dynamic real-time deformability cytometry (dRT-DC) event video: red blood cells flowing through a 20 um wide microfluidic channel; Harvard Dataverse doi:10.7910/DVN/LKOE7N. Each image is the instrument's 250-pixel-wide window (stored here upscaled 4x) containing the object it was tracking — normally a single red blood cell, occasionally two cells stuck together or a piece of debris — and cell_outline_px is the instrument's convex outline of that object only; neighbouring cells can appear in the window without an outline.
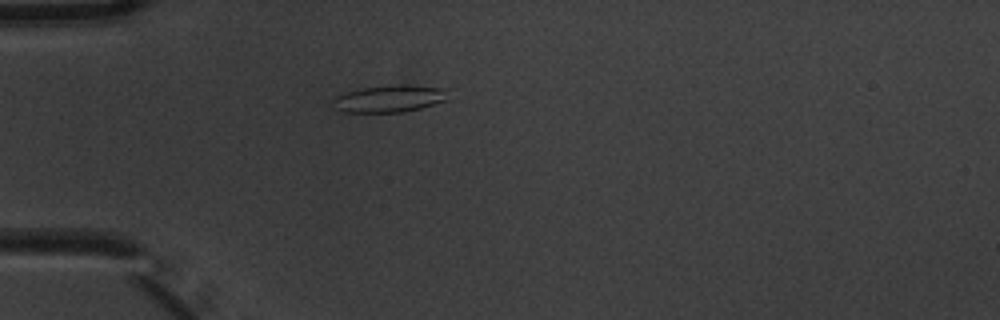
{"species": "common noctule bat (a hibernating species)", "species_latin": "Nyctalus noctula", "temperature_condition": "warm", "stored_images_in_passage": 5, "camera_frame_rate_fps": 3000, "um_per_image_px": 0.085, "animal": {"sex": "male", "body_mass_g": 20.1, "forearm_length_mm": 53.5}, "frame": {"image": 1, "passage_image": 5, "time_ms": 1.333, "image_size_px": [1000, 320], "cell_outline_px": [[452, 88], [448, 100], [420, 108], [404, 112], [344, 112], [332, 108], [332, 100], [336, 96], [348, 92], [364, 88], [400, 84], [404, 84]], "centroid_in_image_um": [33.2, 8.38], "position_along_channel_um": 51.8, "area_um2": 18.55}}